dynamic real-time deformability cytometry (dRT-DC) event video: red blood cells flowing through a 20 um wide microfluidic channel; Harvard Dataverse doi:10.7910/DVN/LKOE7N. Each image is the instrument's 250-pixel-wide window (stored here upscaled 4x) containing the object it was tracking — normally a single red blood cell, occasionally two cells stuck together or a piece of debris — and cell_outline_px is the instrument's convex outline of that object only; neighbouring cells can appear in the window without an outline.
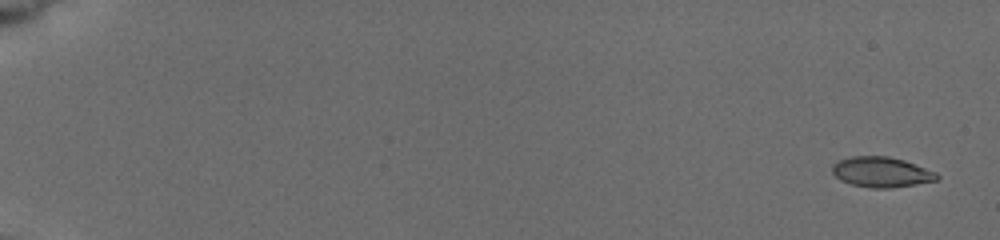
{"species": "common noctule bat (a hibernating species)", "species_latin": "Nyctalus noctula", "temperature_condition": "cold", "stored_images_in_passage": 11, "camera_frame_rate_fps": 3000, "um_per_image_px": 0.085, "animal": {"sex": "female", "body_mass_g": 19.5, "forearm_length_mm": 54.1}, "frame": {"image": 1, "passage_image": 1, "time_ms": 0.0, "image_size_px": [1000, 240], "cell_outline_px": [[940, 176], [936, 180], [916, 184], [892, 188], [872, 188], [852, 184], [840, 180], [832, 172], [832, 164], [840, 160], [852, 156], [888, 156], [904, 160], [936, 172]], "centroid_in_image_um": [74.91, 14.62], "position_along_channel_um": 10.1, "area_um2": 18.38}}
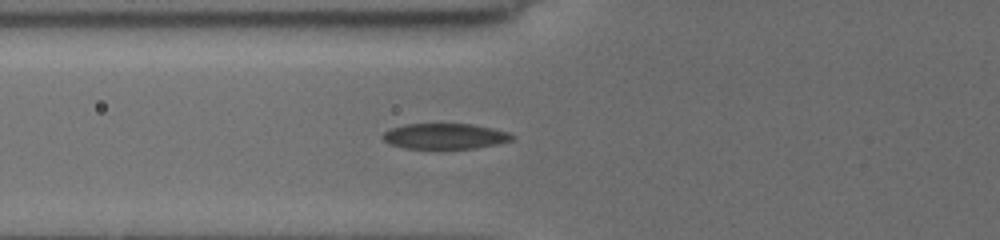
{"frame": {"image": 2, "passage_image": 8, "time_ms": 7.0, "image_size_px": [1000, 240], "cell_outline_px": [[516, 136], [512, 140], [496, 144], [476, 148], [404, 148], [388, 144], [380, 136], [384, 132], [392, 128], [404, 124], [472, 124], [492, 128], [508, 132]], "centroid_in_image_um": [37.8, 11.57], "position_along_channel_um": 88.0, "area_um2": 19.25}}
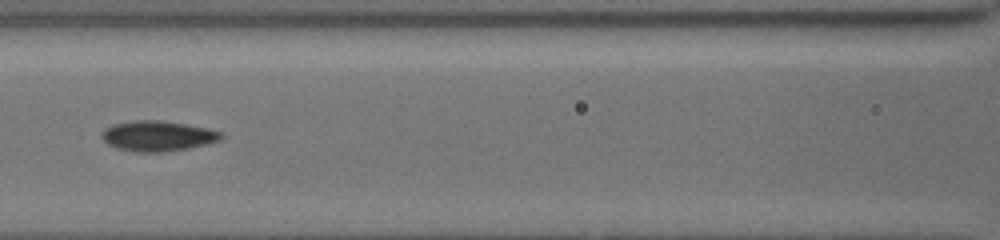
{"frame": {"image": 3, "passage_image": 10, "time_ms": 8.667, "image_size_px": [1000, 240], "cell_outline_px": [[224, 136], [220, 140], [208, 144], [188, 148], [164, 152], [136, 152], [116, 148], [108, 144], [100, 136], [100, 132], [104, 128], [112, 124], [136, 120], [160, 120], [208, 128], [224, 132]], "centroid_in_image_um": [13.4, 11.56], "position_along_channel_um": 153.2, "area_um2": 21.33}}